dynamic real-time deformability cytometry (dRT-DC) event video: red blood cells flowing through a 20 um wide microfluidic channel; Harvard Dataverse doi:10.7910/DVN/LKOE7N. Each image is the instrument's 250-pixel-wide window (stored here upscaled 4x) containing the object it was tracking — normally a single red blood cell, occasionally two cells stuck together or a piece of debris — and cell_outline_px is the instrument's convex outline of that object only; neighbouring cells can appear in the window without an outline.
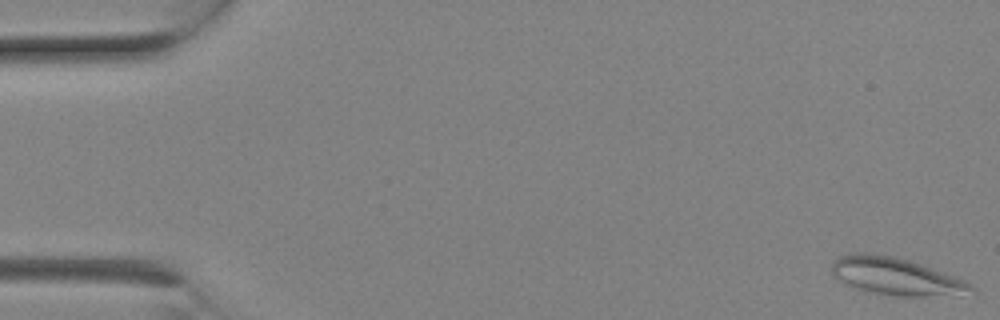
{"species": "Egyptian fruit bat (a non-hibernating species)", "species_latin": "Rousettus aegyptiacus", "temperature_condition": "room temperature", "stored_images_in_passage": 4, "camera_frame_rate_fps": 3000, "um_per_image_px": 0.085, "animal": {"sex": "female"}, "frame": {"image": 1, "passage_image": 1, "time_ms": 0.0, "image_size_px": [1000, 320], "cell_outline_px": [[976, 288], [924, 296], [900, 296], [876, 292], [860, 288], [848, 284], [840, 280], [832, 272], [832, 260], [840, 256], [856, 252], [864, 252], [892, 256], [908, 260], [920, 264], [964, 280], [972, 284]], "centroid_in_image_um": [76.01, 23.43], "position_along_channel_um": 9.0, "area_um2": 28.78}}